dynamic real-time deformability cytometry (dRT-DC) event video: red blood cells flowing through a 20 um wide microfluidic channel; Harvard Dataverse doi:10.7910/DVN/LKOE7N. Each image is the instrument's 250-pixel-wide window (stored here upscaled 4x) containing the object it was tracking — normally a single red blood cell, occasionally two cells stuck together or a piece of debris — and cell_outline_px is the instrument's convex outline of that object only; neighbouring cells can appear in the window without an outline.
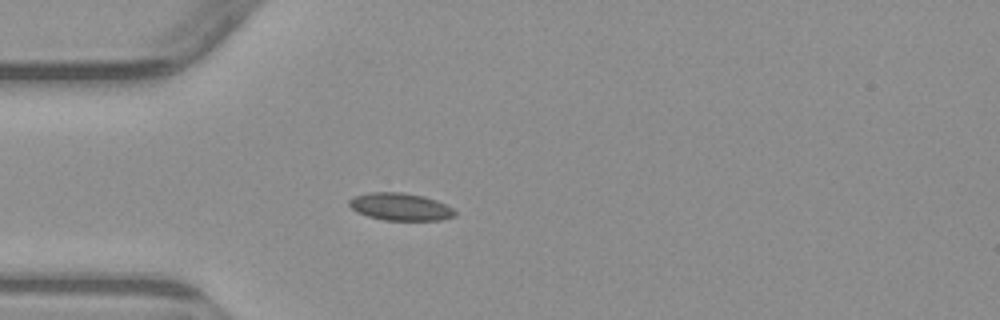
{"species": "common noctule bat (a hibernating species)", "species_latin": "Nyctalus noctula", "temperature_condition": "warm", "stored_images_in_passage": 3, "camera_frame_rate_fps": 3000, "um_per_image_px": 0.085, "animal": {"sex": "male", "body_mass_g": 23.1, "forearm_length_mm": 52.7}, "frame": {"image": 1, "passage_image": 3, "time_ms": 3.333, "image_size_px": [1000, 320], "cell_outline_px": [[456, 216], [440, 220], [384, 220], [368, 216], [356, 212], [348, 204], [348, 200], [356, 196], [368, 192], [404, 192], [424, 196], [436, 200], [452, 208], [456, 212]], "centroid_in_image_um": [34.02, 17.57], "position_along_channel_um": 51.0, "area_um2": 16.94}}